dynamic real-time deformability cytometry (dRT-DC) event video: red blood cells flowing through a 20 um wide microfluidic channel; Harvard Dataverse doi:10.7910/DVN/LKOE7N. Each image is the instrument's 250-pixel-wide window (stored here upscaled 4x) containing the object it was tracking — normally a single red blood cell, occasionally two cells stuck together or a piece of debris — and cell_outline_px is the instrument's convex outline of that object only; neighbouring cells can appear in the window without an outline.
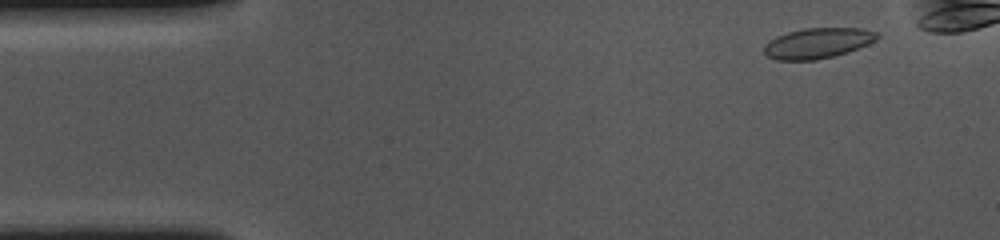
{"species": "common noctule bat (a hibernating species)", "species_latin": "Nyctalus noctula", "temperature_condition": "cold", "stored_images_in_passage": 43, "camera_frame_rate_fps": 3000, "um_per_image_px": 0.085, "animal": {"sex": "female", "body_mass_g": 10.0, "forearm_length_mm": 53.1}, "frame": {"image": 1, "passage_image": 4, "time_ms": 1.0, "image_size_px": [1000, 240], "cell_outline_px": [[880, 36], [876, 40], [868, 44], [848, 52], [816, 60], [776, 60], [768, 56], [764, 52], [764, 44], [776, 36], [788, 32], [804, 28], [864, 28], [880, 32]], "centroid_in_image_um": [69.53, 3.66], "position_along_channel_um": 15.5, "area_um2": 20.17}}
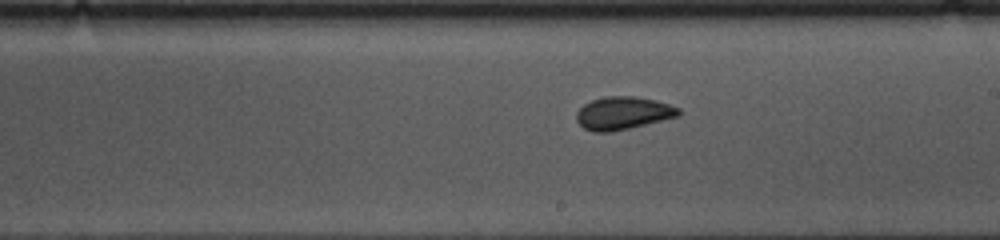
{"frame": {"image": 2, "passage_image": 29, "time_ms": 9.333, "image_size_px": [1000, 240], "cell_outline_px": [[680, 116], [612, 132], [592, 132], [584, 128], [576, 120], [576, 112], [584, 104], [592, 100], [604, 96], [632, 96], [652, 100], [668, 104], [680, 108]], "centroid_in_image_um": [52.93, 9.62], "position_along_channel_um": 236.1, "area_um2": 19.48}}
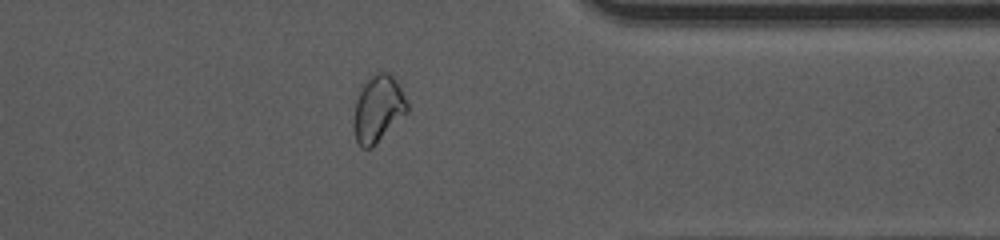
{"frame": {"image": 3, "passage_image": 42, "time_ms": 13.667, "image_size_px": [1000, 240], "cell_outline_px": [[408, 112], [372, 148], [360, 148], [356, 140], [352, 124], [356, 100], [360, 84], [376, 72], [388, 72], [396, 80], [408, 104]], "centroid_in_image_um": [32.1, 9.25], "position_along_channel_um": 379.3, "area_um2": 21.1}}